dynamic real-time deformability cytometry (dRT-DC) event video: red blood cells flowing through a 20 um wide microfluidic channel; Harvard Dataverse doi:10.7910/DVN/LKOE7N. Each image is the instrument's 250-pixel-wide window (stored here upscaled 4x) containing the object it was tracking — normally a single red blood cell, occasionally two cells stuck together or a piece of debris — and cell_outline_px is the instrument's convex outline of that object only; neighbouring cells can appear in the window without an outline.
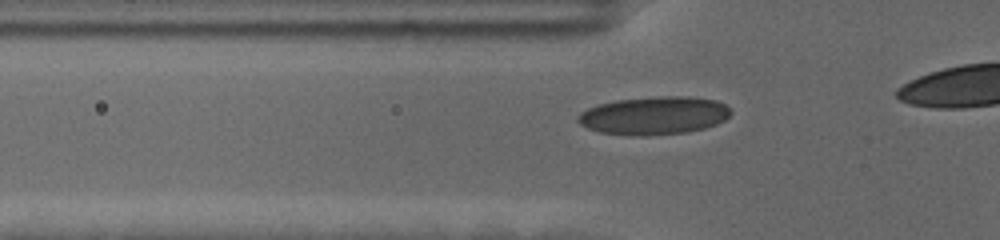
{"species": "human", "species_latin": "Homo sapiens", "temperature_condition": "cold", "stored_images_in_passage": 21, "camera_frame_rate_fps": 3000, "um_per_image_px": 0.085, "donor": {"sex": "female"}, "frame": {"image": 1, "passage_image": 14, "time_ms": 4.333, "image_size_px": [1000, 240], "cell_outline_px": [[732, 112], [724, 120], [716, 124], [704, 128], [688, 132], [648, 136], [632, 136], [600, 132], [588, 128], [580, 124], [576, 120], [576, 116], [580, 112], [596, 104], [616, 100], [660, 96], [688, 96], [716, 100], [724, 104]], "centroid_in_image_um": [55.56, 9.82], "position_along_channel_um": 70.2, "area_um2": 34.16}}
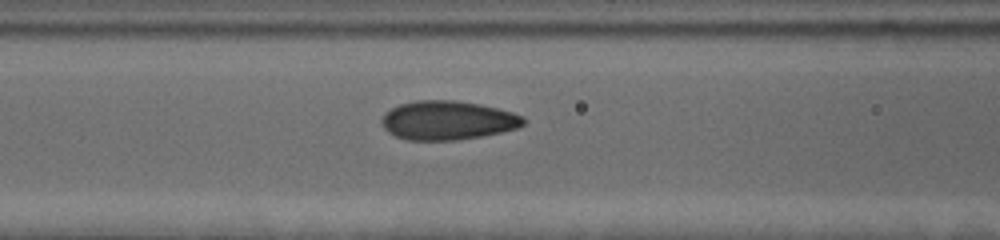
{"frame": {"image": 2, "passage_image": 19, "time_ms": 6.0, "image_size_px": [1000, 240], "cell_outline_px": [[524, 124], [516, 128], [500, 132], [480, 136], [456, 140], [408, 140], [396, 136], [388, 132], [384, 128], [380, 120], [392, 108], [400, 104], [416, 100], [456, 100], [480, 104], [512, 112], [524, 116]], "centroid_in_image_um": [38.04, 10.22], "position_along_channel_um": 128.6, "area_um2": 31.96}}